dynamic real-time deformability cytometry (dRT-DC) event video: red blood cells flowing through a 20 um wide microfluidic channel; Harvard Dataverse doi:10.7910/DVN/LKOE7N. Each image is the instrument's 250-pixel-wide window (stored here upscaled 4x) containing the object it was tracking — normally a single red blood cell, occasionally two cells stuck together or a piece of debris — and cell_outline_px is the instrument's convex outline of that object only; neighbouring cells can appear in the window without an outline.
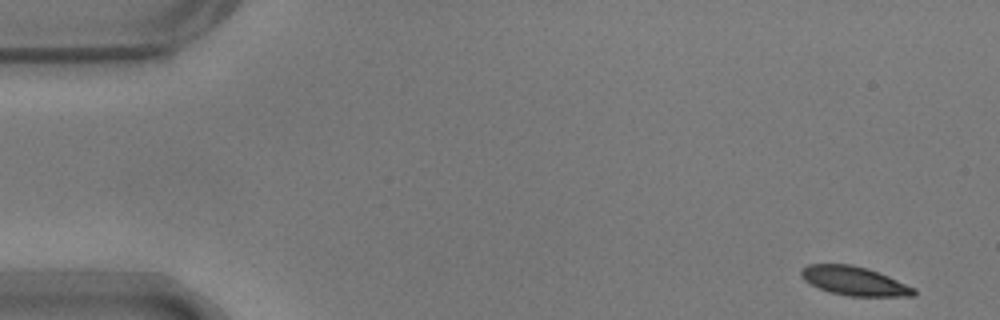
{"species": "common noctule bat (a hibernating species)", "species_latin": "Nyctalus noctula", "temperature_condition": "warm", "stored_images_in_passage": 53, "camera_frame_rate_fps": 3000, "um_per_image_px": 0.085, "animal": {"sex": "male", "body_mass_g": 17.9}, "frame": {"image": 1, "passage_image": 1, "time_ms": 0.0, "image_size_px": [1000, 320], "cell_outline_px": [[916, 296], [848, 296], [828, 292], [804, 280], [800, 272], [808, 264], [852, 264], [868, 268], [888, 276], [916, 288]], "centroid_in_image_um": [72.65, 23.88], "position_along_channel_um": 12.4, "area_um2": 18.96}}
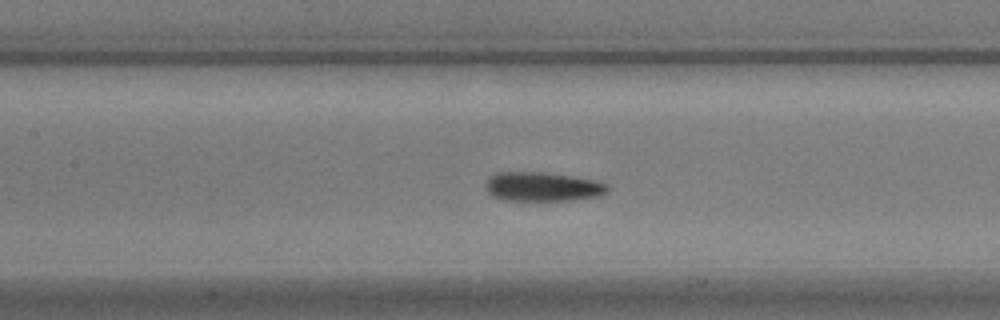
{"frame": {"image": 2, "passage_image": 23, "time_ms": 7.333, "image_size_px": [1000, 320], "cell_outline_px": [[608, 188], [600, 196], [568, 200], [508, 200], [492, 196], [488, 192], [484, 184], [488, 176], [496, 172], [544, 172], [572, 176], [596, 180], [608, 184]], "centroid_in_image_um": [46.08, 15.85], "position_along_channel_um": 161.3, "area_um2": 20.75}}
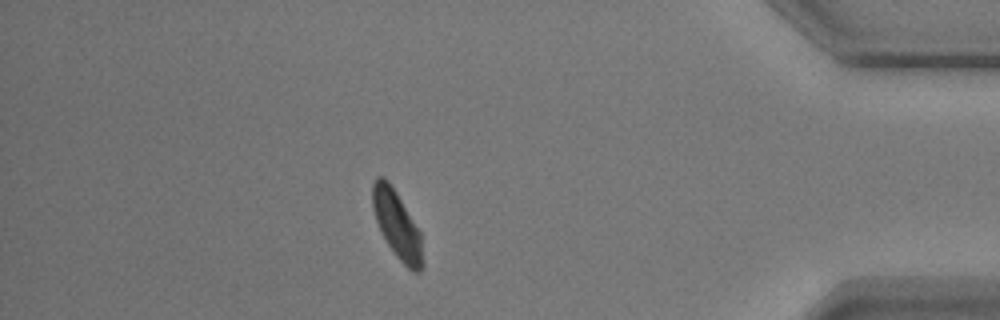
{"frame": {"image": 3, "passage_image": 46, "time_ms": 15.0, "image_size_px": [1000, 320], "cell_outline_px": [[424, 268], [420, 272], [412, 272], [396, 256], [388, 244], [376, 220], [372, 208], [372, 184], [376, 176], [384, 176], [388, 180], [396, 192], [420, 232]], "centroid_in_image_um": [33.74, 19.1], "position_along_channel_um": 401.5, "area_um2": 19.54}, "authors_computed_cell_mechanics": {"area_um2": 20.2878, "velocity_mm_per_s": 3.6655, "shape_relaxation_time_tau1_ms": 3.9441, "shape_relaxation_time_tau2_ms": 1.6056, "deformation_change_tau1": 0.1068, "deformation_change_tau2": 0.0656}}